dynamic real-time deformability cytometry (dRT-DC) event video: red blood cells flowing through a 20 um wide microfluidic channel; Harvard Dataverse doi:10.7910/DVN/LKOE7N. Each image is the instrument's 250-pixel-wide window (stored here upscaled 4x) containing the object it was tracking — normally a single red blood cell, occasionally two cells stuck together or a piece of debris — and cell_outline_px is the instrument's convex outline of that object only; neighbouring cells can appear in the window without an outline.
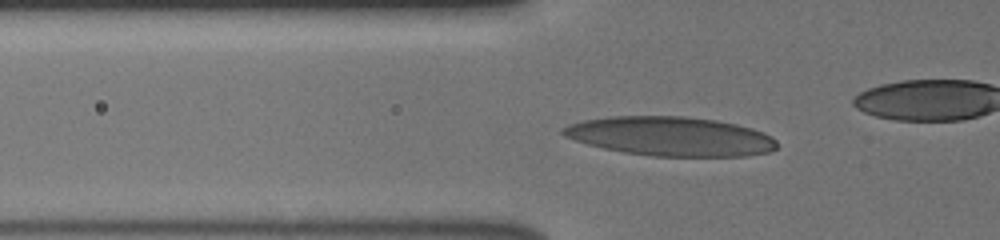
{"species": "human", "species_latin": "Homo sapiens", "temperature_condition": "cold", "stored_images_in_passage": 43, "camera_frame_rate_fps": 3000, "um_per_image_px": 0.085, "donor": {"sex": "male"}, "frame": {"image": 1, "passage_image": 17, "time_ms": 5.333, "image_size_px": [1000, 240], "cell_outline_px": [[776, 148], [768, 152], [744, 156], [652, 156], [624, 152], [604, 148], [588, 144], [564, 136], [560, 132], [560, 128], [568, 124], [584, 120], [612, 116], [684, 116], [716, 120], [736, 124], [752, 128], [772, 136], [776, 140]], "centroid_in_image_um": [56.98, 11.58], "position_along_channel_um": 68.8, "area_um2": 48.78}}
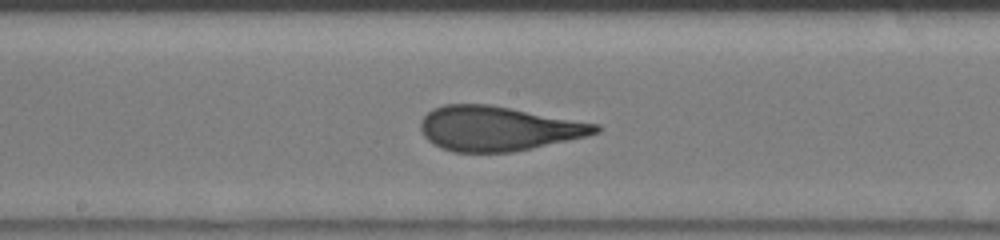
{"frame": {"image": 2, "passage_image": 28, "time_ms": 9.0, "image_size_px": [1000, 240], "cell_outline_px": [[600, 132], [588, 136], [532, 148], [512, 152], [456, 152], [444, 148], [428, 140], [424, 136], [420, 128], [420, 120], [432, 108], [444, 104], [488, 104], [600, 124]], "centroid_in_image_um": [42.35, 10.92], "position_along_channel_um": 205.9, "area_um2": 45.32}}
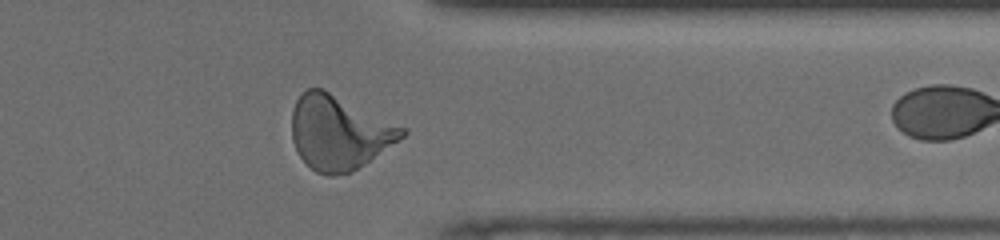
{"frame": {"image": 3, "passage_image": 42, "time_ms": 13.667, "image_size_px": [1000, 240], "cell_outline_px": [[408, 132], [404, 136], [364, 164], [352, 172], [332, 176], [328, 176], [316, 172], [300, 156], [292, 140], [292, 108], [296, 100], [308, 88], [324, 88], [408, 128]], "centroid_in_image_um": [28.84, 11.24], "position_along_channel_um": 382.6, "area_um2": 47.74}}